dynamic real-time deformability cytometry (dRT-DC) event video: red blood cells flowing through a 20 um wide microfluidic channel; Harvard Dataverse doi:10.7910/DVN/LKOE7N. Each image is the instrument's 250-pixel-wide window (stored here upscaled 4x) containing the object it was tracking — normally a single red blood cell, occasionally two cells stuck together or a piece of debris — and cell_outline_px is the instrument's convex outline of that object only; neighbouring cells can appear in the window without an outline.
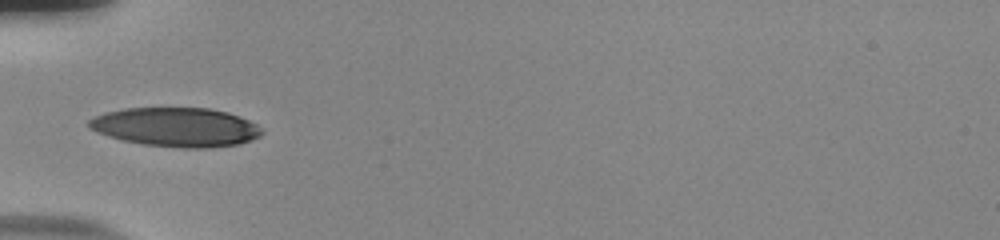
{"species": "human", "species_latin": "Homo sapiens", "temperature_condition": "room temperature", "stored_images_in_passage": 23, "camera_frame_rate_fps": 3000, "um_per_image_px": 0.085, "donor": {"sex": "male"}, "frame": {"image": 1, "passage_image": 1, "time_ms": 0.0, "image_size_px": [1000, 240], "cell_outline_px": [[264, 132], [260, 136], [252, 140], [240, 144], [212, 148], [180, 148], [144, 144], [124, 140], [108, 136], [96, 132], [88, 128], [88, 120], [104, 112], [124, 108], [208, 108], [228, 112], [240, 116], [256, 124]], "centroid_in_image_um": [14.98, 10.81], "position_along_channel_um": 70.0, "area_um2": 39.59}}
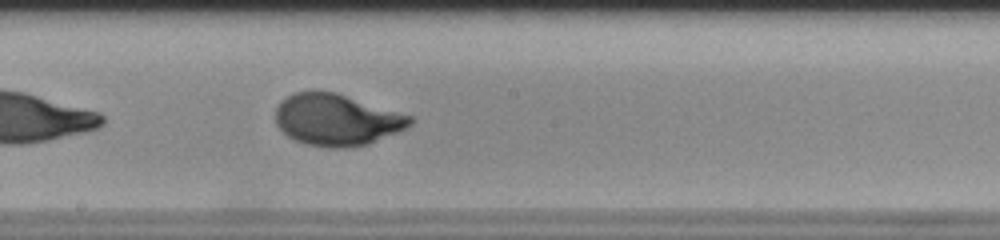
{"frame": {"image": 2, "passage_image": 13, "time_ms": 4.0, "image_size_px": [1000, 240], "cell_outline_px": [[412, 124], [396, 132], [368, 144], [348, 148], [328, 148], [308, 144], [296, 140], [288, 136], [276, 124], [276, 108], [280, 100], [296, 92], [336, 92], [412, 116]], "centroid_in_image_um": [28.6, 10.19], "position_along_channel_um": 219.6, "area_um2": 40.06}}
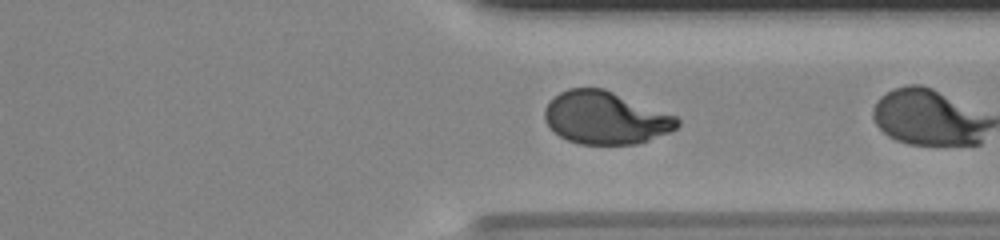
{"frame": {"image": 3, "passage_image": 22, "time_ms": 7.0, "image_size_px": [1000, 240], "cell_outline_px": [[680, 124], [676, 128], [668, 132], [648, 140], [636, 144], [580, 144], [568, 140], [560, 136], [544, 120], [544, 108], [560, 92], [568, 88], [604, 88], [676, 116], [680, 120]], "centroid_in_image_um": [51.46, 10.01], "position_along_channel_um": 359.9, "area_um2": 40.34}}